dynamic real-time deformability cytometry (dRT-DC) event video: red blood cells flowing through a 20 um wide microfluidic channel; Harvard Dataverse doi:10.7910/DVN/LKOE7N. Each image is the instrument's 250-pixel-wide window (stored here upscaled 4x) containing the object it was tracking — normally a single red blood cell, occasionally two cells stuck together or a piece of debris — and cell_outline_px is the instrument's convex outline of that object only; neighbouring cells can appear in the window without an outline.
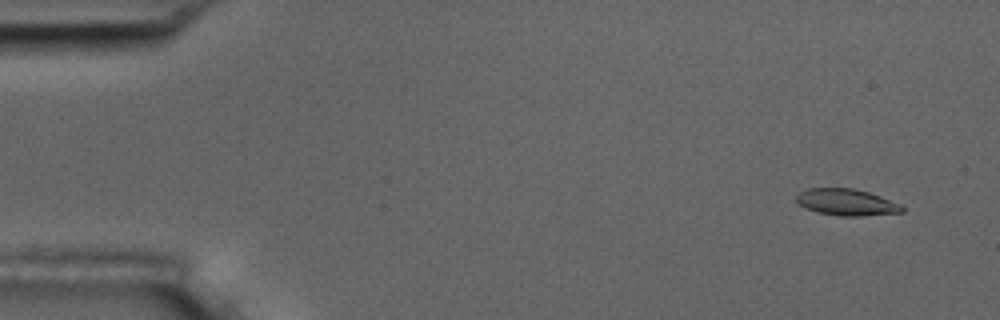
{"species": "common noctule bat (a hibernating species)", "species_latin": "Nyctalus noctula", "temperature_condition": "room temperature", "stored_images_in_passage": 57, "camera_frame_rate_fps": 3000, "um_per_image_px": 0.085, "animal": {"sex": "male", "body_mass_g": 17.5, "forearm_length_mm": 52.3}, "frame": {"image": 1, "passage_image": 4, "time_ms": 1.0, "image_size_px": [1000, 320], "cell_outline_px": [[904, 212], [860, 216], [840, 216], [816, 212], [800, 204], [796, 200], [796, 196], [800, 192], [808, 188], [852, 188], [868, 192], [880, 196], [900, 204], [904, 208]], "centroid_in_image_um": [71.97, 17.19], "position_along_channel_um": 13.0, "area_um2": 16.24}}
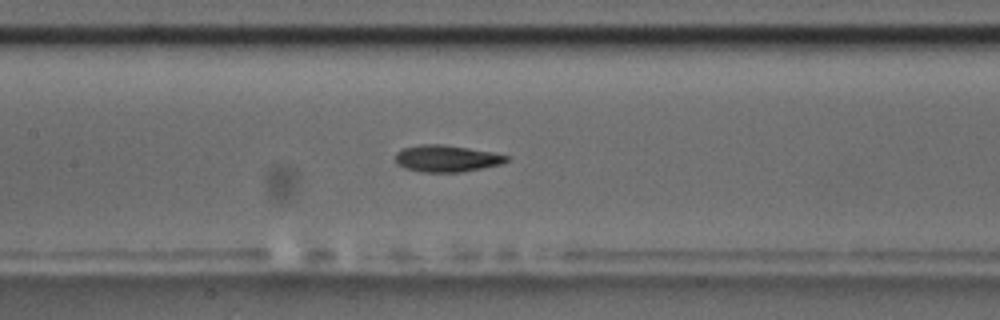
{"frame": {"image": 2, "passage_image": 27, "time_ms": 8.667, "image_size_px": [1000, 320], "cell_outline_px": [[508, 160], [500, 164], [484, 168], [460, 172], [420, 172], [404, 168], [396, 164], [396, 152], [404, 148], [420, 144], [444, 144], [492, 152], [508, 156]], "centroid_in_image_um": [37.93, 13.47], "position_along_channel_um": 169.5, "area_um2": 17.34}}
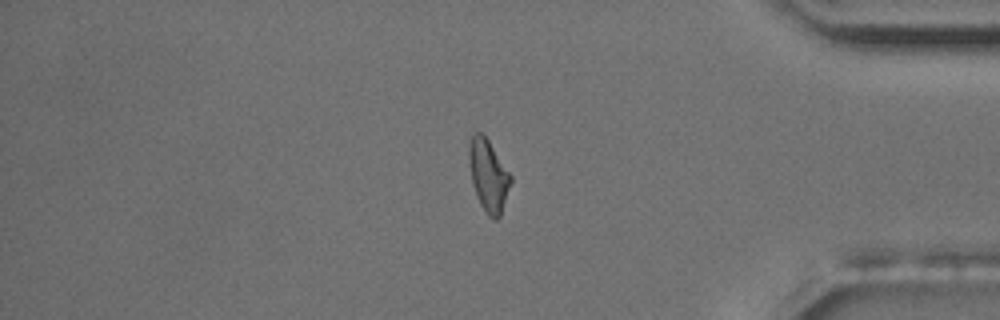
{"frame": {"image": 3, "passage_image": 48, "time_ms": 15.667, "image_size_px": [1000, 320], "cell_outline_px": [[512, 180], [500, 216], [496, 220], [492, 220], [488, 216], [480, 204], [472, 180], [468, 164], [468, 148], [472, 136], [476, 132], [480, 132], [488, 140], [512, 176]], "centroid_in_image_um": [41.51, 14.93], "position_along_channel_um": 393.7, "area_um2": 17.28}, "authors_computed_cell_mechanics": {"area_um2": 17.1088, "velocity_mm_per_s": 3.5825, "shape_relaxation_time_tau1_ms": 6.7789, "shape_relaxation_time_tau2_ms": 6.1271, "deformation_change_tau1": 0.1838, "deformation_change_tau2": 0.1139}}